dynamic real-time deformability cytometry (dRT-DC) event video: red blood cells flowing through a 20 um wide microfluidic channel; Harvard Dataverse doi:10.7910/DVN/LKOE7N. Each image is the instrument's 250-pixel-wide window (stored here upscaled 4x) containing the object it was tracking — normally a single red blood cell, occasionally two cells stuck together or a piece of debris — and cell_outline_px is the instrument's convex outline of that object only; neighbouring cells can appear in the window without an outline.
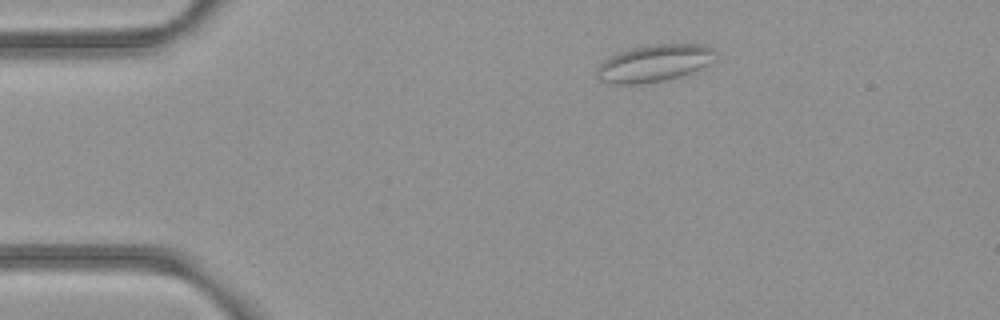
{"species": "common noctule bat (a hibernating species)", "species_latin": "Nyctalus noctula", "temperature_condition": "room temperature", "stored_images_in_passage": 44, "camera_frame_rate_fps": 3000, "um_per_image_px": 0.085, "animal": {"sex": "female", "body_mass_g": 21.9}, "frame": {"image": 1, "passage_image": 1, "time_ms": 0.0, "image_size_px": [1000, 320], "cell_outline_px": [[720, 56], [716, 60], [700, 68], [680, 76], [664, 80], [640, 84], [612, 84], [600, 80], [596, 76], [596, 68], [608, 56], [616, 52], [644, 44], [704, 44], [716, 48]], "centroid_in_image_um": [55.64, 5.34], "position_along_channel_um": 29.4, "area_um2": 26.3}}
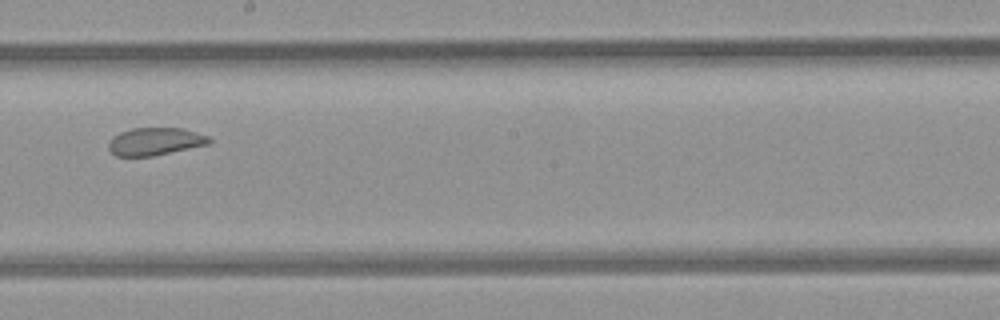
{"frame": {"image": 2, "passage_image": 21, "time_ms": 6.667, "image_size_px": [1000, 320], "cell_outline_px": [[212, 140], [208, 144], [152, 156], [116, 156], [108, 148], [108, 144], [112, 136], [120, 132], [132, 128], [184, 128], [208, 136]], "centroid_in_image_um": [13.16, 12.01], "position_along_channel_um": 235.0, "area_um2": 16.13}}
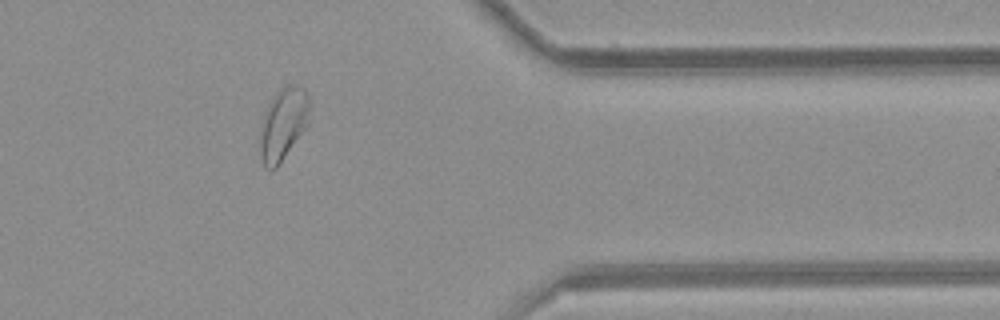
{"frame": {"image": 3, "passage_image": 34, "time_ms": 11.0, "image_size_px": [1000, 320], "cell_outline_px": [[308, 124], [280, 164], [276, 168], [268, 168], [264, 164], [260, 156], [260, 132], [264, 116], [268, 104], [276, 92], [280, 88], [288, 84], [292, 84], [304, 88], [308, 96]], "centroid_in_image_um": [24.06, 10.53], "position_along_channel_um": 387.3, "area_um2": 20.52}, "authors_computed_cell_mechanics": {"area_um2": 19.9699, "velocity_mm_per_s": 3.9497, "shape_relaxation_time_tau1_ms": null, "shape_relaxation_time_tau2_ms": 1.3067, "deformation_change_tau1": null, "deformation_change_tau2": 0.0658}}